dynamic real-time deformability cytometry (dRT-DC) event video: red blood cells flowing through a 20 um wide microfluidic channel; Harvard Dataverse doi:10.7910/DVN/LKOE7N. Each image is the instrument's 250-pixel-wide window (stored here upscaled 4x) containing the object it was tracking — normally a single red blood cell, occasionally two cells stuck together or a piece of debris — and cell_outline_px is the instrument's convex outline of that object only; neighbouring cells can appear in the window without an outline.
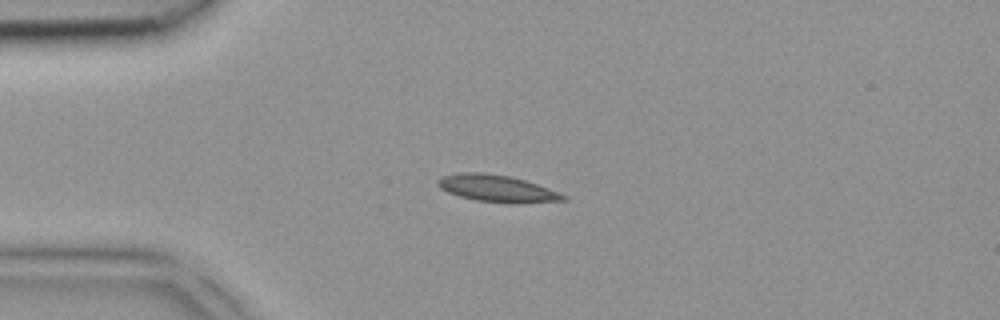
{"species": "common noctule bat (a hibernating species)", "species_latin": "Nyctalus noctula", "temperature_condition": "room temperature", "stored_images_in_passage": 1, "camera_frame_rate_fps": 3000, "um_per_image_px": 0.085, "animal": {"sex": "female", "body_mass_g": 18.4}, "frame": {"image": 1, "passage_image": 1, "time_ms": 0.0, "image_size_px": [1000, 320], "cell_outline_px": [[568, 200], [516, 204], [508, 204], [476, 200], [460, 196], [448, 192], [440, 188], [436, 184], [436, 180], [444, 176], [456, 172], [484, 172], [512, 176], [548, 188], [568, 196]], "centroid_in_image_um": [42.25, 16.02], "position_along_channel_um": 42.7, "area_um2": 20.0}}